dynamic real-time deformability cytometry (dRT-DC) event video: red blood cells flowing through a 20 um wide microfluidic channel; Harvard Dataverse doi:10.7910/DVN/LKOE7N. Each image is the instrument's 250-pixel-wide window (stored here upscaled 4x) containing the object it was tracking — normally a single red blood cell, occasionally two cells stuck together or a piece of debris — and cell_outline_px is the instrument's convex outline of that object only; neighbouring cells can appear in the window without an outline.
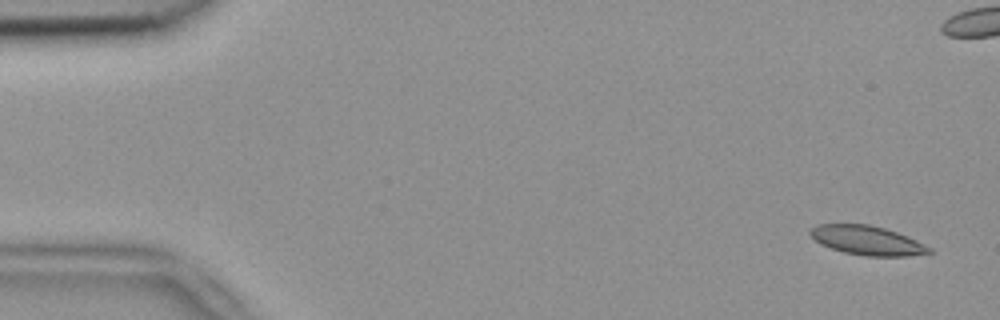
{"species": "common noctule bat (a hibernating species)", "species_latin": "Nyctalus noctula", "temperature_condition": "room temperature", "stored_images_in_passage": 2, "camera_frame_rate_fps": 3000, "um_per_image_px": 0.085, "animal": {"sex": "female", "body_mass_g": 18.4}, "frame": {"image": 1, "passage_image": 2, "time_ms": 0.333, "image_size_px": [1000, 320], "cell_outline_px": [[932, 252], [908, 256], [864, 256], [844, 252], [820, 244], [808, 232], [816, 224], [868, 224], [884, 228], [908, 236], [932, 248]], "centroid_in_image_um": [73.71, 20.43], "position_along_channel_um": 11.3, "area_um2": 20.11}}